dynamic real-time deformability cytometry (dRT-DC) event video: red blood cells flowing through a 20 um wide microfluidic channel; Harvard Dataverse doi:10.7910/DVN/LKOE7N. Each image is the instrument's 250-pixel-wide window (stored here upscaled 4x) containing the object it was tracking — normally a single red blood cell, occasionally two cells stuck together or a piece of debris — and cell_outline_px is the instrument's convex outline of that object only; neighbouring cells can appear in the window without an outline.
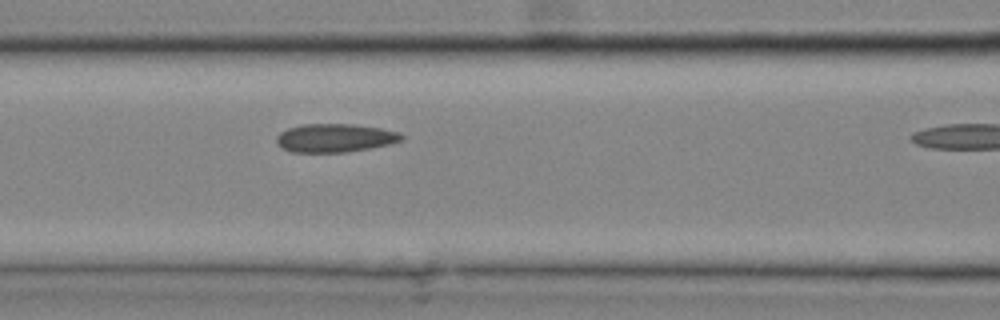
{"species": "common noctule bat (a hibernating species)", "species_latin": "Nyctalus noctula", "temperature_condition": "cold", "stored_images_in_passage": 11, "camera_frame_rate_fps": 3000, "um_per_image_px": 0.085, "animal": {"sex": "male", "body_mass_g": 20.4}, "frame": {"image": 1, "passage_image": 10, "time_ms": 3.0, "image_size_px": [1000, 320], "cell_outline_px": [[404, 140], [388, 144], [348, 152], [292, 152], [280, 148], [276, 144], [276, 136], [280, 132], [288, 128], [304, 124], [352, 124], [380, 128], [400, 132], [404, 136]], "centroid_in_image_um": [28.45, 11.73], "position_along_channel_um": 138.2, "area_um2": 20.81}}